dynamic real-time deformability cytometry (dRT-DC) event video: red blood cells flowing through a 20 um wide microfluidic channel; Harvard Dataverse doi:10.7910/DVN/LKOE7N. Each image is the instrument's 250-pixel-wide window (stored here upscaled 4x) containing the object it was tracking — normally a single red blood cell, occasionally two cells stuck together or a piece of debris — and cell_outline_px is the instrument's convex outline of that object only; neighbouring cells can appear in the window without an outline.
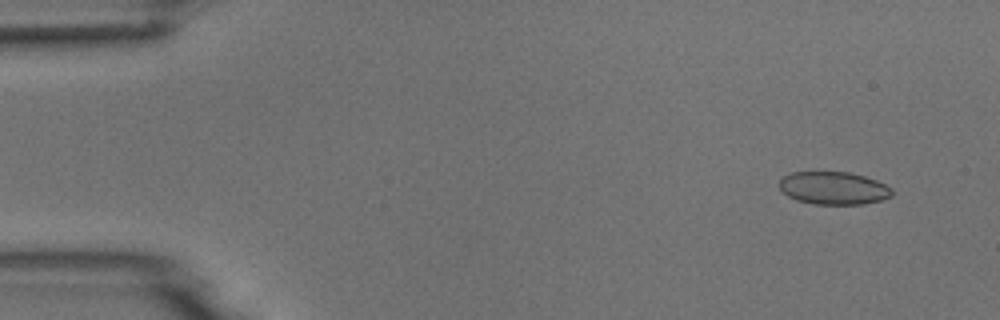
{"species": "common noctule bat (a hibernating species)", "species_latin": "Nyctalus noctula", "temperature_condition": "room temperature", "stored_images_in_passage": 5, "camera_frame_rate_fps": 3000, "um_per_image_px": 0.085, "animal": {"sex": "male", "body_mass_g": 18.8}, "frame": {"image": 1, "passage_image": 2, "time_ms": 1.0, "image_size_px": [1000, 320], "cell_outline_px": [[892, 196], [880, 200], [864, 204], [812, 204], [796, 200], [788, 196], [780, 188], [780, 180], [784, 176], [792, 172], [848, 172], [864, 176], [876, 180], [892, 188]], "centroid_in_image_um": [70.86, 15.99], "position_along_channel_um": 14.1, "area_um2": 21.44}}